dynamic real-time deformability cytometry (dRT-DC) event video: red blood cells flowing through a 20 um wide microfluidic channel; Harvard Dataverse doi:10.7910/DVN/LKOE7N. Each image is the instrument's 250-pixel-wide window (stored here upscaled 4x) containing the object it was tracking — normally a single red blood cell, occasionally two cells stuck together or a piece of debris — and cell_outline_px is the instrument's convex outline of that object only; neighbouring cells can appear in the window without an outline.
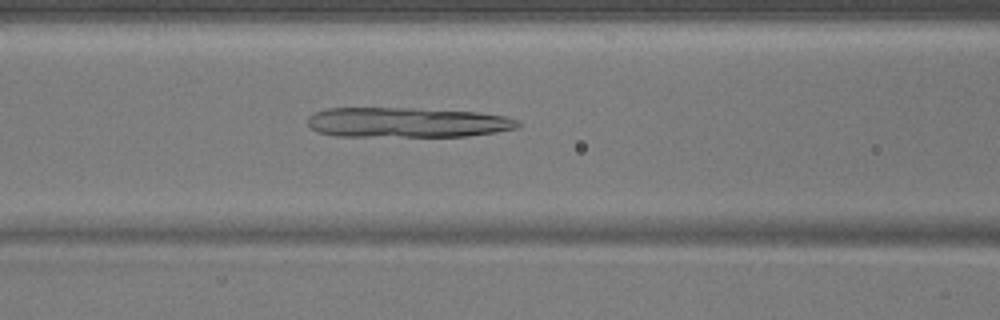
{"species": "common noctule bat (a hibernating species)", "species_latin": "Nyctalus noctula", "temperature_condition": "warm", "stored_images_in_passage": 49, "camera_frame_rate_fps": 3000, "um_per_image_px": 0.085, "animal": {"sex": "male", "body_mass_g": 17.9}, "frame": {"image": 1, "passage_image": 21, "time_ms": 6.667, "image_size_px": [1000, 320], "cell_outline_px": [[520, 128], [496, 132], [468, 136], [336, 136], [320, 132], [308, 128], [308, 116], [316, 112], [328, 108], [416, 108], [480, 112], [504, 116], [516, 120], [520, 124]], "centroid_in_image_um": [34.61, 10.4], "position_along_channel_um": 132.0, "area_um2": 36.93}}
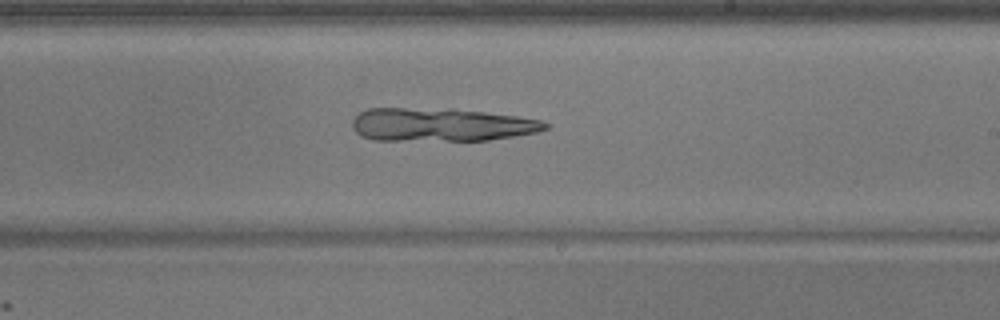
{"frame": {"image": 2, "passage_image": 30, "time_ms": 9.667, "image_size_px": [1000, 320], "cell_outline_px": [[548, 128], [536, 132], [488, 140], [372, 140], [360, 136], [352, 128], [352, 120], [360, 112], [368, 108], [452, 108], [516, 116], [540, 120], [548, 124]], "centroid_in_image_um": [37.43, 10.59], "position_along_channel_um": 251.6, "area_um2": 37.45}}
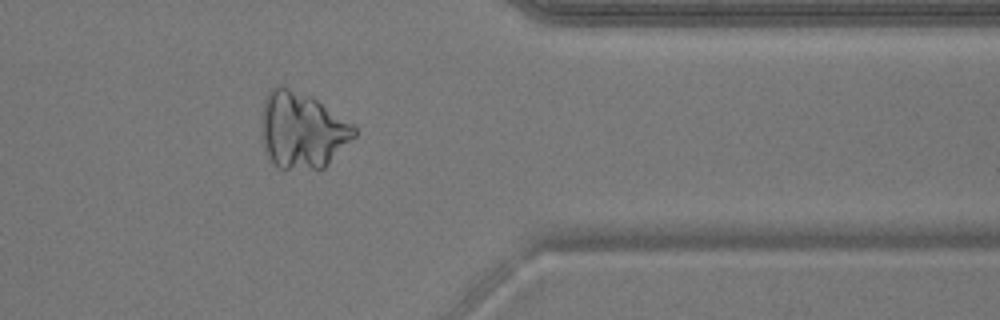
{"frame": {"image": 3, "passage_image": 41, "time_ms": 13.333, "image_size_px": [1000, 320], "cell_outline_px": [[356, 136], [324, 168], [276, 168], [268, 156], [260, 136], [264, 100], [268, 92], [276, 84], [280, 84], [308, 96], [316, 100], [352, 124], [356, 128]], "centroid_in_image_um": [25.65, 11.07], "position_along_channel_um": 385.8, "area_um2": 40.86}}